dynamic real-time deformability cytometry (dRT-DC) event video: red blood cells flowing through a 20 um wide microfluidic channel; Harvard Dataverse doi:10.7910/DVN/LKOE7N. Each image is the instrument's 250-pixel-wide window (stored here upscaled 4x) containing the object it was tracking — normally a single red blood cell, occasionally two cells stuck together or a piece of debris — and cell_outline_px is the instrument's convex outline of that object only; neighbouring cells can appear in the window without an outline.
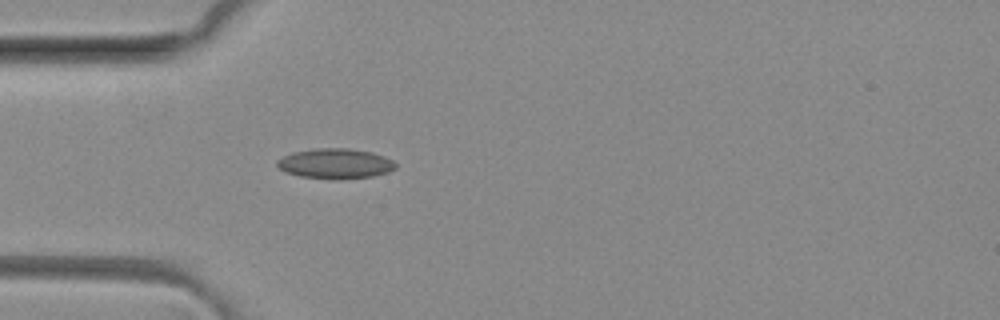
{"species": "common noctule bat (a hibernating species)", "species_latin": "Nyctalus noctula", "temperature_condition": "room temperature", "stored_images_in_passage": 4, "camera_frame_rate_fps": 3000, "um_per_image_px": 0.085, "animal": {"sex": "female", "body_mass_g": 29.2, "forearm_length_mm": 56.3}, "frame": {"image": 1, "passage_image": 4, "time_ms": 1.0, "image_size_px": [1000, 320], "cell_outline_px": [[396, 168], [388, 172], [372, 176], [336, 180], [332, 180], [300, 176], [284, 172], [276, 164], [276, 160], [292, 152], [320, 148], [344, 148], [372, 152], [384, 156], [392, 160], [396, 164]], "centroid_in_image_um": [28.49, 13.92], "position_along_channel_um": 56.5, "area_um2": 20.87}}